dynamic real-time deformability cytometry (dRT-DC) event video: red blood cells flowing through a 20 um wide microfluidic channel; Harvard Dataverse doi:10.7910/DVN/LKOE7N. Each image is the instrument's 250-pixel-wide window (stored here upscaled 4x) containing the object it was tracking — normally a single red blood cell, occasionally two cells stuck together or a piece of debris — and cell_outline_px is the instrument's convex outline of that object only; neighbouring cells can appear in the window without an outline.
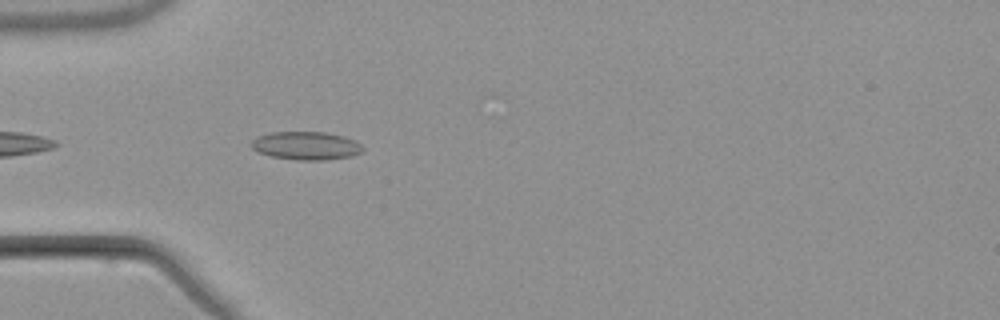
{"species": "common noctule bat (a hibernating species)", "species_latin": "Nyctalus noctula", "temperature_condition": "warm", "stored_images_in_passage": 4, "camera_frame_rate_fps": 3000, "um_per_image_px": 0.085, "animal": {"sex": "male", "body_mass_g": 21.5, "forearm_length_mm": 52.0}, "frame": {"image": 1, "passage_image": 4, "time_ms": 4.333, "image_size_px": [1000, 320], "cell_outline_px": [[364, 152], [352, 156], [324, 160], [296, 160], [272, 156], [256, 152], [248, 144], [256, 136], [268, 132], [324, 132], [344, 136], [356, 140], [364, 148]], "centroid_in_image_um": [26.0, 12.38], "position_along_channel_um": 59.0, "area_um2": 18.67}}